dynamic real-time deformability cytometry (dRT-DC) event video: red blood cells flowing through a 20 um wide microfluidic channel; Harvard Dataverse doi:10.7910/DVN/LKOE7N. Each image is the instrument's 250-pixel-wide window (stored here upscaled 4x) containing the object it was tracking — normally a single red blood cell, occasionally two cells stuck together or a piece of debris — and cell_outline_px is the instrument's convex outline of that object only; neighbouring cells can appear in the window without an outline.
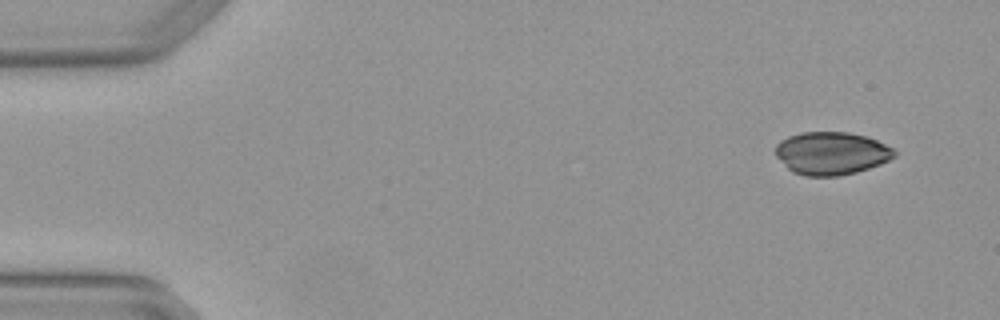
{"species": "Egyptian fruit bat (a non-hibernating species)", "species_latin": "Rousettus aegyptiacus", "temperature_condition": "warm", "stored_images_in_passage": 4, "camera_frame_rate_fps": 3000, "um_per_image_px": 0.085, "animal": {"sex": "female"}, "frame": {"image": 1, "passage_image": 1, "time_ms": 0.0, "image_size_px": [1000, 320], "cell_outline_px": [[896, 156], [880, 164], [856, 172], [840, 176], [804, 176], [792, 172], [776, 156], [776, 144], [780, 140], [788, 136], [800, 132], [848, 132], [868, 136], [892, 148], [896, 152]], "centroid_in_image_um": [70.66, 13.02], "position_along_channel_um": 14.3, "area_um2": 29.77}}
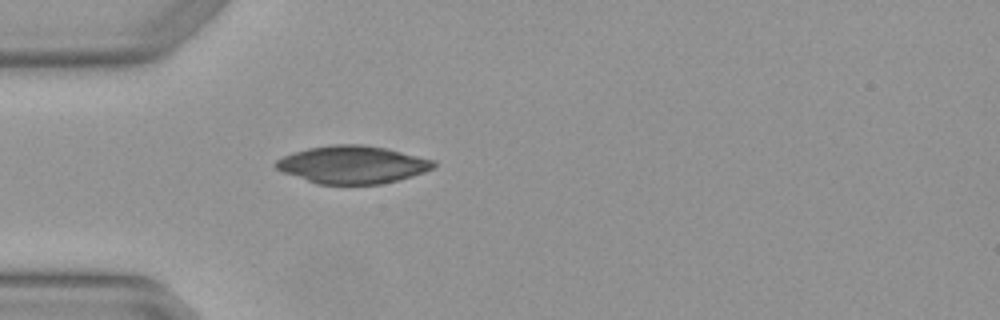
{"frame": {"image": 2, "passage_image": 4, "time_ms": 1.0, "image_size_px": [1000, 320], "cell_outline_px": [[436, 168], [412, 176], [380, 184], [316, 184], [284, 172], [276, 168], [272, 164], [276, 160], [292, 152], [308, 148], [332, 144], [360, 144], [388, 148], [436, 160]], "centroid_in_image_um": [29.98, 13.98], "position_along_channel_um": 55.0, "area_um2": 34.85}}